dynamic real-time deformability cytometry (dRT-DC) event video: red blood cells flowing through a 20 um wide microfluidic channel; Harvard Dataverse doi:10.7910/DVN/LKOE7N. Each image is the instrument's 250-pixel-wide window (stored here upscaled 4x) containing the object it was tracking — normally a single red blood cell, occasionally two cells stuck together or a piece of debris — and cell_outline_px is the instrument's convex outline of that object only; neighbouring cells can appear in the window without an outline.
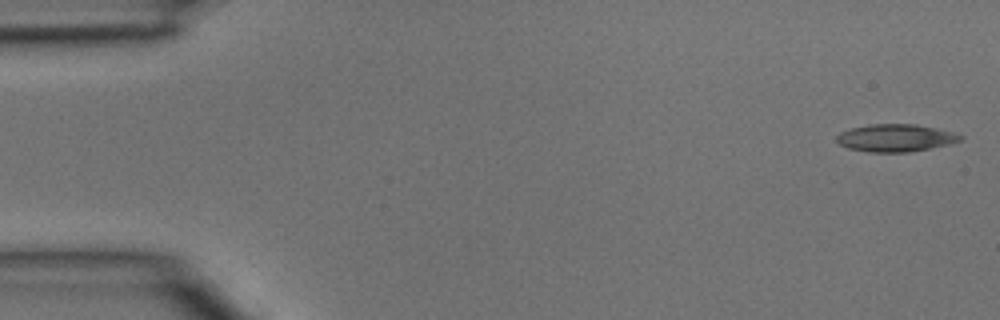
{"species": "common noctule bat (a hibernating species)", "species_latin": "Nyctalus noctula", "temperature_condition": "room temperature", "stored_images_in_passage": 3, "camera_frame_rate_fps": 3000, "um_per_image_px": 0.085, "animal": {"sex": "male", "body_mass_g": 15.6}, "frame": {"image": 1, "passage_image": 1, "time_ms": 0.0, "image_size_px": [1000, 320], "cell_outline_px": [[964, 136], [960, 140], [948, 144], [908, 152], [868, 152], [848, 148], [840, 144], [836, 140], [836, 136], [840, 132], [852, 128], [872, 124], [916, 124], [952, 132]], "centroid_in_image_um": [76.08, 11.72], "position_along_channel_um": 8.9, "area_um2": 19.54}}
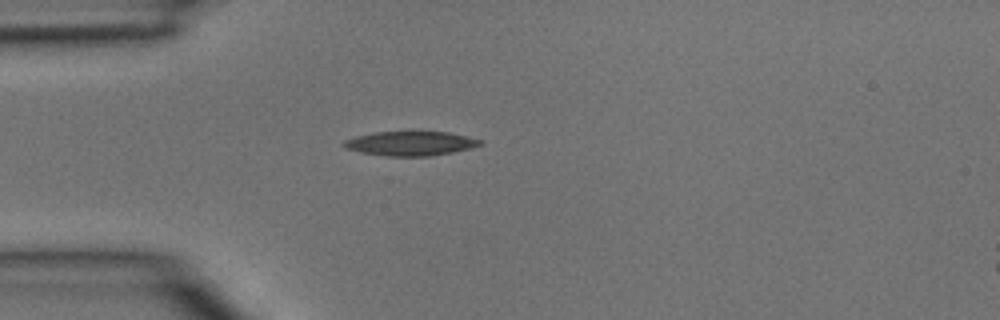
{"frame": {"image": 2, "passage_image": 3, "time_ms": 0.667, "image_size_px": [1000, 320], "cell_outline_px": [[484, 144], [472, 148], [452, 152], [428, 156], [384, 156], [360, 152], [348, 148], [340, 144], [344, 140], [356, 136], [376, 132], [448, 132], [484, 140]], "centroid_in_image_um": [34.92, 12.19], "position_along_channel_um": 50.1, "area_um2": 19.31}}